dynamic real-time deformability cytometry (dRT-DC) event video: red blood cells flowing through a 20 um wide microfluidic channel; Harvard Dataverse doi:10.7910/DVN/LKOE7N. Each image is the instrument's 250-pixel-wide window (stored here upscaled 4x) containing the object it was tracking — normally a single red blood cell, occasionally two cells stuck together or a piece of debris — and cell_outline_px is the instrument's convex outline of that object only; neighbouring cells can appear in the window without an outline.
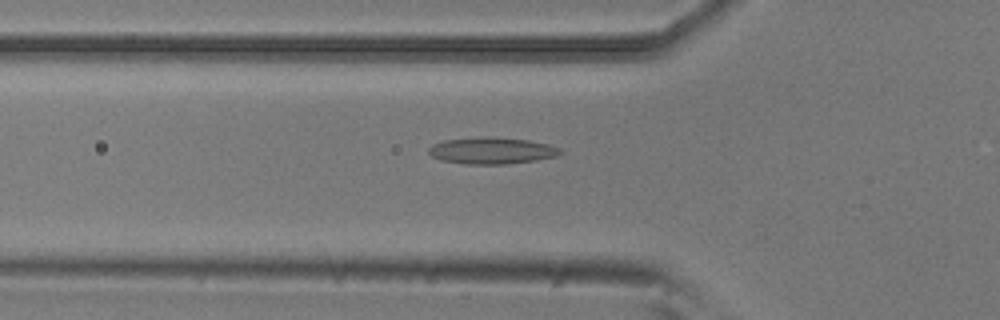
{"species": "common noctule bat (a hibernating species)", "species_latin": "Nyctalus noctula", "temperature_condition": "room temperature", "stored_images_in_passage": 17, "camera_frame_rate_fps": 3000, "um_per_image_px": 0.085, "animal": {"sex": "male", "body_mass_g": 20.5, "forearm_length_mm": 52.5}, "frame": {"image": 1, "passage_image": 12, "time_ms": 3.667, "image_size_px": [1000, 320], "cell_outline_px": [[564, 152], [556, 156], [536, 160], [508, 164], [464, 164], [440, 160], [432, 156], [428, 152], [428, 148], [432, 144], [444, 140], [480, 136], [496, 136], [528, 140], [548, 144], [560, 148]], "centroid_in_image_um": [41.79, 12.79], "position_along_channel_um": 84.0, "area_um2": 20.75}}
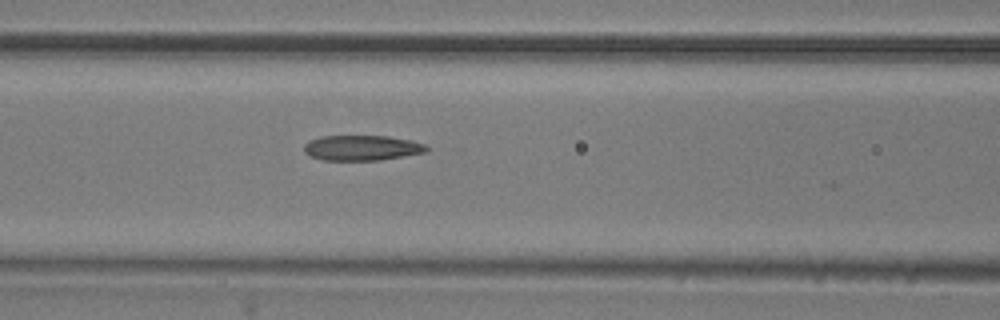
{"frame": {"image": 2, "passage_image": 16, "time_ms": 5.0, "image_size_px": [1000, 320], "cell_outline_px": [[428, 152], [380, 160], [324, 160], [308, 156], [304, 152], [304, 144], [308, 140], [320, 136], [388, 136], [412, 140], [424, 144], [428, 148]], "centroid_in_image_um": [30.74, 12.56], "position_along_channel_um": 135.9, "area_um2": 18.21}}